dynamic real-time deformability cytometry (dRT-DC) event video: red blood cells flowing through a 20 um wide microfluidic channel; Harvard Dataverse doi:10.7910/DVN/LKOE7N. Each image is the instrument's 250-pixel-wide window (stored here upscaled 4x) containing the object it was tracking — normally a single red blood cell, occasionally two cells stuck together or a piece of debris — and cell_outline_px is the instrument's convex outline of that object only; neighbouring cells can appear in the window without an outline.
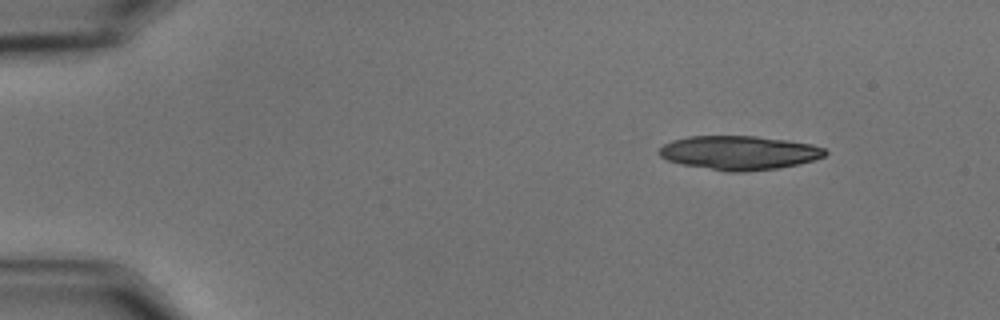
{"species": "common noctule bat (a hibernating species)", "species_latin": "Nyctalus noctula", "temperature_condition": "cold", "stored_images_in_passage": 12, "camera_frame_rate_fps": 3000, "um_per_image_px": 0.085, "animal": {"sex": "male", "body_mass_g": 15.6}, "frame": {"image": 1, "passage_image": 1, "time_ms": 0.0, "image_size_px": [1000, 320], "cell_outline_px": [[828, 152], [824, 156], [816, 160], [800, 164], [776, 168], [744, 172], [728, 172], [680, 164], [668, 160], [660, 156], [656, 152], [664, 144], [672, 140], [688, 136], [756, 136], [788, 140], [812, 144], [824, 148]], "centroid_in_image_um": [62.83, 12.98], "position_along_channel_um": 22.2, "area_um2": 33.12}}